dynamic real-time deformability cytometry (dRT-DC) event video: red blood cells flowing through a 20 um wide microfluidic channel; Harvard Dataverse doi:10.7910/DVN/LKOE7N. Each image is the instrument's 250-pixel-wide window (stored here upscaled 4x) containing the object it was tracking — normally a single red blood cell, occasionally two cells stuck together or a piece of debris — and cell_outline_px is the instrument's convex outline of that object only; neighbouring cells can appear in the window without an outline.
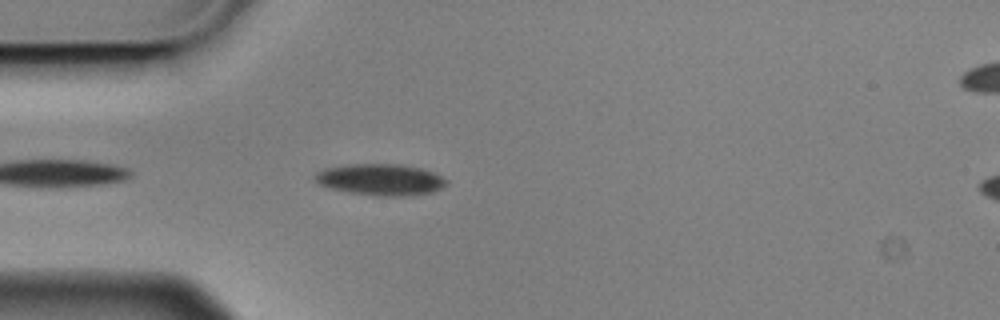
{"species": "Egyptian fruit bat (a non-hibernating species)", "species_latin": "Rousettus aegyptiacus", "temperature_condition": "cold", "stored_images_in_passage": 3, "camera_frame_rate_fps": 3000, "um_per_image_px": 0.085, "animal": {"sex": "male"}, "frame": {"image": 1, "passage_image": 3, "time_ms": 0.667, "image_size_px": [1000, 320], "cell_outline_px": [[448, 184], [432, 192], [404, 196], [376, 196], [352, 192], [332, 188], [320, 184], [312, 176], [316, 172], [324, 168], [344, 164], [400, 164], [420, 168], [432, 172], [448, 180]], "centroid_in_image_um": [32.33, 15.25], "position_along_channel_um": 52.7, "area_um2": 23.99}}